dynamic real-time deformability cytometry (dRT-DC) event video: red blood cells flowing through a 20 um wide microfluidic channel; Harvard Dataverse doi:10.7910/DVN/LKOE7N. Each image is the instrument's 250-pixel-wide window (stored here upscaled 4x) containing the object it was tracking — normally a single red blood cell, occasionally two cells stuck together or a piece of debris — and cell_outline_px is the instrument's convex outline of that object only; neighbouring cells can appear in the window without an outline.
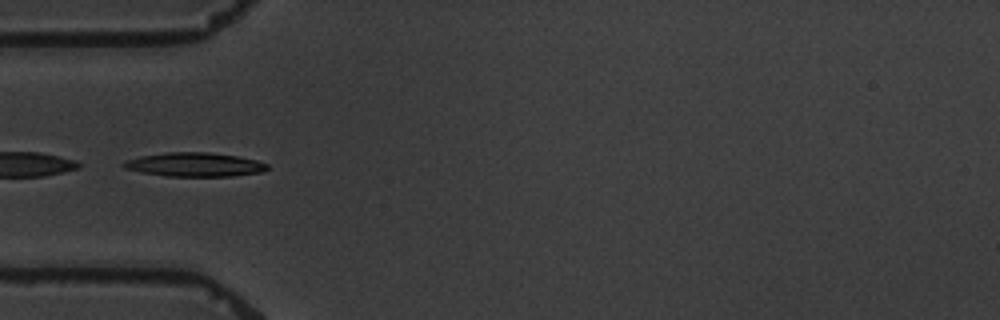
{"species": "common noctule bat (a hibernating species)", "species_latin": "Nyctalus noctula", "temperature_condition": "warm", "stored_images_in_passage": 4, "camera_frame_rate_fps": 3000, "um_per_image_px": 0.085, "animal": {"sex": "male", "body_mass_g": 19.5, "forearm_length_mm": 54.6}, "frame": {"image": 1, "passage_image": 3, "time_ms": 3.667, "image_size_px": [1000, 320], "cell_outline_px": [[268, 168], [260, 172], [232, 176], [168, 176], [144, 172], [124, 168], [120, 164], [124, 160], [140, 156], [168, 152], [208, 152], [236, 156], [256, 160], [268, 164]], "centroid_in_image_um": [16.51, 13.98], "position_along_channel_um": 68.5, "area_um2": 19.88}}